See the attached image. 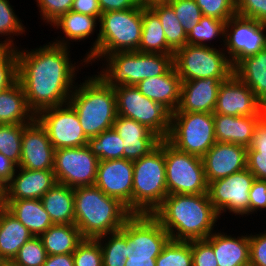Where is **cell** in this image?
Segmentation results:
<instances>
[{
	"mask_svg": "<svg viewBox=\"0 0 266 266\" xmlns=\"http://www.w3.org/2000/svg\"><path fill=\"white\" fill-rule=\"evenodd\" d=\"M38 47L30 50L16 48L18 81L35 116L46 108L68 103L79 70L88 67L85 57L79 61L81 64L71 61V47L51 41Z\"/></svg>",
	"mask_w": 266,
	"mask_h": 266,
	"instance_id": "1",
	"label": "cell"
},
{
	"mask_svg": "<svg viewBox=\"0 0 266 266\" xmlns=\"http://www.w3.org/2000/svg\"><path fill=\"white\" fill-rule=\"evenodd\" d=\"M151 215L175 241L206 239L221 220L208 193L167 195Z\"/></svg>",
	"mask_w": 266,
	"mask_h": 266,
	"instance_id": "2",
	"label": "cell"
},
{
	"mask_svg": "<svg viewBox=\"0 0 266 266\" xmlns=\"http://www.w3.org/2000/svg\"><path fill=\"white\" fill-rule=\"evenodd\" d=\"M74 189V224L83 238L96 239L119 231L133 215L119 199L107 196L98 187Z\"/></svg>",
	"mask_w": 266,
	"mask_h": 266,
	"instance_id": "3",
	"label": "cell"
},
{
	"mask_svg": "<svg viewBox=\"0 0 266 266\" xmlns=\"http://www.w3.org/2000/svg\"><path fill=\"white\" fill-rule=\"evenodd\" d=\"M68 103L75 109L88 138L113 128L117 117L116 93L97 74L85 75L80 84L77 81Z\"/></svg>",
	"mask_w": 266,
	"mask_h": 266,
	"instance_id": "4",
	"label": "cell"
},
{
	"mask_svg": "<svg viewBox=\"0 0 266 266\" xmlns=\"http://www.w3.org/2000/svg\"><path fill=\"white\" fill-rule=\"evenodd\" d=\"M173 56L160 53L119 51L102 57L98 76L110 87L136 86L144 79L165 74L173 66Z\"/></svg>",
	"mask_w": 266,
	"mask_h": 266,
	"instance_id": "5",
	"label": "cell"
},
{
	"mask_svg": "<svg viewBox=\"0 0 266 266\" xmlns=\"http://www.w3.org/2000/svg\"><path fill=\"white\" fill-rule=\"evenodd\" d=\"M99 25L98 47L87 58L88 66L114 52L138 50L142 35L143 7L102 13Z\"/></svg>",
	"mask_w": 266,
	"mask_h": 266,
	"instance_id": "6",
	"label": "cell"
},
{
	"mask_svg": "<svg viewBox=\"0 0 266 266\" xmlns=\"http://www.w3.org/2000/svg\"><path fill=\"white\" fill-rule=\"evenodd\" d=\"M133 169L132 214L151 215L168 195L163 140L133 161Z\"/></svg>",
	"mask_w": 266,
	"mask_h": 266,
	"instance_id": "7",
	"label": "cell"
},
{
	"mask_svg": "<svg viewBox=\"0 0 266 266\" xmlns=\"http://www.w3.org/2000/svg\"><path fill=\"white\" fill-rule=\"evenodd\" d=\"M173 65L181 81L230 78L234 74V67L223 47L186 44L174 53Z\"/></svg>",
	"mask_w": 266,
	"mask_h": 266,
	"instance_id": "8",
	"label": "cell"
},
{
	"mask_svg": "<svg viewBox=\"0 0 266 266\" xmlns=\"http://www.w3.org/2000/svg\"><path fill=\"white\" fill-rule=\"evenodd\" d=\"M166 140L179 151L202 158L216 143L213 113L173 112Z\"/></svg>",
	"mask_w": 266,
	"mask_h": 266,
	"instance_id": "9",
	"label": "cell"
},
{
	"mask_svg": "<svg viewBox=\"0 0 266 266\" xmlns=\"http://www.w3.org/2000/svg\"><path fill=\"white\" fill-rule=\"evenodd\" d=\"M166 186L170 194H201L208 192L201 157L179 151L163 139Z\"/></svg>",
	"mask_w": 266,
	"mask_h": 266,
	"instance_id": "10",
	"label": "cell"
},
{
	"mask_svg": "<svg viewBox=\"0 0 266 266\" xmlns=\"http://www.w3.org/2000/svg\"><path fill=\"white\" fill-rule=\"evenodd\" d=\"M116 93L117 115L145 125L162 140L170 132L171 113L161 104L144 96L135 86H119Z\"/></svg>",
	"mask_w": 266,
	"mask_h": 266,
	"instance_id": "11",
	"label": "cell"
},
{
	"mask_svg": "<svg viewBox=\"0 0 266 266\" xmlns=\"http://www.w3.org/2000/svg\"><path fill=\"white\" fill-rule=\"evenodd\" d=\"M255 179V176L245 168L208 183L207 193L219 217H223L226 212L235 214L234 217L238 215L239 218L249 215V192Z\"/></svg>",
	"mask_w": 266,
	"mask_h": 266,
	"instance_id": "12",
	"label": "cell"
},
{
	"mask_svg": "<svg viewBox=\"0 0 266 266\" xmlns=\"http://www.w3.org/2000/svg\"><path fill=\"white\" fill-rule=\"evenodd\" d=\"M266 48V24L235 14L225 25L224 51L235 67Z\"/></svg>",
	"mask_w": 266,
	"mask_h": 266,
	"instance_id": "13",
	"label": "cell"
},
{
	"mask_svg": "<svg viewBox=\"0 0 266 266\" xmlns=\"http://www.w3.org/2000/svg\"><path fill=\"white\" fill-rule=\"evenodd\" d=\"M99 159L89 147L55 150L53 171L57 183L68 187L94 186Z\"/></svg>",
	"mask_w": 266,
	"mask_h": 266,
	"instance_id": "14",
	"label": "cell"
},
{
	"mask_svg": "<svg viewBox=\"0 0 266 266\" xmlns=\"http://www.w3.org/2000/svg\"><path fill=\"white\" fill-rule=\"evenodd\" d=\"M36 118L45 127L55 150L87 145L89 138L81 128L75 109L69 103L46 108Z\"/></svg>",
	"mask_w": 266,
	"mask_h": 266,
	"instance_id": "15",
	"label": "cell"
},
{
	"mask_svg": "<svg viewBox=\"0 0 266 266\" xmlns=\"http://www.w3.org/2000/svg\"><path fill=\"white\" fill-rule=\"evenodd\" d=\"M121 230L127 235L128 256H159L170 240L169 233L152 215L133 214Z\"/></svg>",
	"mask_w": 266,
	"mask_h": 266,
	"instance_id": "16",
	"label": "cell"
},
{
	"mask_svg": "<svg viewBox=\"0 0 266 266\" xmlns=\"http://www.w3.org/2000/svg\"><path fill=\"white\" fill-rule=\"evenodd\" d=\"M133 161L125 158L98 162L95 186L119 199L132 213Z\"/></svg>",
	"mask_w": 266,
	"mask_h": 266,
	"instance_id": "17",
	"label": "cell"
},
{
	"mask_svg": "<svg viewBox=\"0 0 266 266\" xmlns=\"http://www.w3.org/2000/svg\"><path fill=\"white\" fill-rule=\"evenodd\" d=\"M213 114L262 116L261 102L235 74L220 85Z\"/></svg>",
	"mask_w": 266,
	"mask_h": 266,
	"instance_id": "18",
	"label": "cell"
},
{
	"mask_svg": "<svg viewBox=\"0 0 266 266\" xmlns=\"http://www.w3.org/2000/svg\"><path fill=\"white\" fill-rule=\"evenodd\" d=\"M55 148L45 127L35 117L24 124L21 159L18 167L28 170H53Z\"/></svg>",
	"mask_w": 266,
	"mask_h": 266,
	"instance_id": "19",
	"label": "cell"
},
{
	"mask_svg": "<svg viewBox=\"0 0 266 266\" xmlns=\"http://www.w3.org/2000/svg\"><path fill=\"white\" fill-rule=\"evenodd\" d=\"M207 183L247 168V147L216 142L202 157Z\"/></svg>",
	"mask_w": 266,
	"mask_h": 266,
	"instance_id": "20",
	"label": "cell"
},
{
	"mask_svg": "<svg viewBox=\"0 0 266 266\" xmlns=\"http://www.w3.org/2000/svg\"><path fill=\"white\" fill-rule=\"evenodd\" d=\"M229 78L182 81L180 102L175 112L214 113L220 85Z\"/></svg>",
	"mask_w": 266,
	"mask_h": 266,
	"instance_id": "21",
	"label": "cell"
},
{
	"mask_svg": "<svg viewBox=\"0 0 266 266\" xmlns=\"http://www.w3.org/2000/svg\"><path fill=\"white\" fill-rule=\"evenodd\" d=\"M113 128L124 141V158L135 161L150 153L162 140L145 125L117 115Z\"/></svg>",
	"mask_w": 266,
	"mask_h": 266,
	"instance_id": "22",
	"label": "cell"
},
{
	"mask_svg": "<svg viewBox=\"0 0 266 266\" xmlns=\"http://www.w3.org/2000/svg\"><path fill=\"white\" fill-rule=\"evenodd\" d=\"M98 24V25H97ZM50 27L53 26L57 30L61 29L62 34L64 36L62 38L57 37L55 40L51 41L58 45H63L67 47H71L73 44L71 42H80L85 41L87 38H92L94 32L96 33V39L91 43L90 49L85 54V58L87 59L98 47L99 42V33L96 30L99 25V18L89 15H84L81 13L74 12L70 10L66 14L61 15L56 21H54ZM90 36V37H89ZM59 39V40H58ZM71 41V42H70Z\"/></svg>",
	"mask_w": 266,
	"mask_h": 266,
	"instance_id": "23",
	"label": "cell"
},
{
	"mask_svg": "<svg viewBox=\"0 0 266 266\" xmlns=\"http://www.w3.org/2000/svg\"><path fill=\"white\" fill-rule=\"evenodd\" d=\"M55 184L57 181L53 170H28L17 167L7 184L8 200L41 199Z\"/></svg>",
	"mask_w": 266,
	"mask_h": 266,
	"instance_id": "24",
	"label": "cell"
},
{
	"mask_svg": "<svg viewBox=\"0 0 266 266\" xmlns=\"http://www.w3.org/2000/svg\"><path fill=\"white\" fill-rule=\"evenodd\" d=\"M181 84L182 81L173 65L165 74L144 79L135 87L172 114L179 106Z\"/></svg>",
	"mask_w": 266,
	"mask_h": 266,
	"instance_id": "25",
	"label": "cell"
},
{
	"mask_svg": "<svg viewBox=\"0 0 266 266\" xmlns=\"http://www.w3.org/2000/svg\"><path fill=\"white\" fill-rule=\"evenodd\" d=\"M206 239L213 246L218 266H249L250 243L247 233L236 238L227 235V232L215 230Z\"/></svg>",
	"mask_w": 266,
	"mask_h": 266,
	"instance_id": "26",
	"label": "cell"
},
{
	"mask_svg": "<svg viewBox=\"0 0 266 266\" xmlns=\"http://www.w3.org/2000/svg\"><path fill=\"white\" fill-rule=\"evenodd\" d=\"M216 142L233 143L248 146L254 129L262 116H228L213 114Z\"/></svg>",
	"mask_w": 266,
	"mask_h": 266,
	"instance_id": "27",
	"label": "cell"
},
{
	"mask_svg": "<svg viewBox=\"0 0 266 266\" xmlns=\"http://www.w3.org/2000/svg\"><path fill=\"white\" fill-rule=\"evenodd\" d=\"M7 210L35 237L53 225L40 199L8 200Z\"/></svg>",
	"mask_w": 266,
	"mask_h": 266,
	"instance_id": "28",
	"label": "cell"
},
{
	"mask_svg": "<svg viewBox=\"0 0 266 266\" xmlns=\"http://www.w3.org/2000/svg\"><path fill=\"white\" fill-rule=\"evenodd\" d=\"M35 117L19 81L0 92V124H28Z\"/></svg>",
	"mask_w": 266,
	"mask_h": 266,
	"instance_id": "29",
	"label": "cell"
},
{
	"mask_svg": "<svg viewBox=\"0 0 266 266\" xmlns=\"http://www.w3.org/2000/svg\"><path fill=\"white\" fill-rule=\"evenodd\" d=\"M53 224H74V189L55 184L40 199Z\"/></svg>",
	"mask_w": 266,
	"mask_h": 266,
	"instance_id": "30",
	"label": "cell"
},
{
	"mask_svg": "<svg viewBox=\"0 0 266 266\" xmlns=\"http://www.w3.org/2000/svg\"><path fill=\"white\" fill-rule=\"evenodd\" d=\"M33 235L8 210L0 213V254L10 263Z\"/></svg>",
	"mask_w": 266,
	"mask_h": 266,
	"instance_id": "31",
	"label": "cell"
},
{
	"mask_svg": "<svg viewBox=\"0 0 266 266\" xmlns=\"http://www.w3.org/2000/svg\"><path fill=\"white\" fill-rule=\"evenodd\" d=\"M234 74L262 102L266 98V48L255 55L242 59L234 67Z\"/></svg>",
	"mask_w": 266,
	"mask_h": 266,
	"instance_id": "32",
	"label": "cell"
},
{
	"mask_svg": "<svg viewBox=\"0 0 266 266\" xmlns=\"http://www.w3.org/2000/svg\"><path fill=\"white\" fill-rule=\"evenodd\" d=\"M40 238L48 255L72 254L84 239L75 224H53Z\"/></svg>",
	"mask_w": 266,
	"mask_h": 266,
	"instance_id": "33",
	"label": "cell"
},
{
	"mask_svg": "<svg viewBox=\"0 0 266 266\" xmlns=\"http://www.w3.org/2000/svg\"><path fill=\"white\" fill-rule=\"evenodd\" d=\"M138 52L174 55L166 42L163 26L159 17L150 9L143 7V25Z\"/></svg>",
	"mask_w": 266,
	"mask_h": 266,
	"instance_id": "34",
	"label": "cell"
},
{
	"mask_svg": "<svg viewBox=\"0 0 266 266\" xmlns=\"http://www.w3.org/2000/svg\"><path fill=\"white\" fill-rule=\"evenodd\" d=\"M149 8L159 17L168 46L174 52L183 48L187 44V34L173 8L168 3L156 4Z\"/></svg>",
	"mask_w": 266,
	"mask_h": 266,
	"instance_id": "35",
	"label": "cell"
},
{
	"mask_svg": "<svg viewBox=\"0 0 266 266\" xmlns=\"http://www.w3.org/2000/svg\"><path fill=\"white\" fill-rule=\"evenodd\" d=\"M247 169L256 179L266 180V125L260 121L247 148Z\"/></svg>",
	"mask_w": 266,
	"mask_h": 266,
	"instance_id": "36",
	"label": "cell"
},
{
	"mask_svg": "<svg viewBox=\"0 0 266 266\" xmlns=\"http://www.w3.org/2000/svg\"><path fill=\"white\" fill-rule=\"evenodd\" d=\"M225 25L226 21L203 16L199 23L187 34V44L213 47L214 45H211V42L213 39L216 40L219 38L220 43H223L220 46L224 48Z\"/></svg>",
	"mask_w": 266,
	"mask_h": 266,
	"instance_id": "37",
	"label": "cell"
},
{
	"mask_svg": "<svg viewBox=\"0 0 266 266\" xmlns=\"http://www.w3.org/2000/svg\"><path fill=\"white\" fill-rule=\"evenodd\" d=\"M123 142L117 131L111 128L89 138L87 146L99 161L114 160L124 158Z\"/></svg>",
	"mask_w": 266,
	"mask_h": 266,
	"instance_id": "38",
	"label": "cell"
},
{
	"mask_svg": "<svg viewBox=\"0 0 266 266\" xmlns=\"http://www.w3.org/2000/svg\"><path fill=\"white\" fill-rule=\"evenodd\" d=\"M96 239L102 250L103 266H125L128 256L127 235L121 229Z\"/></svg>",
	"mask_w": 266,
	"mask_h": 266,
	"instance_id": "39",
	"label": "cell"
},
{
	"mask_svg": "<svg viewBox=\"0 0 266 266\" xmlns=\"http://www.w3.org/2000/svg\"><path fill=\"white\" fill-rule=\"evenodd\" d=\"M15 12L9 0H0V37L4 39L5 36L4 41L0 39V45L17 48L14 36L18 37L26 32V27Z\"/></svg>",
	"mask_w": 266,
	"mask_h": 266,
	"instance_id": "40",
	"label": "cell"
},
{
	"mask_svg": "<svg viewBox=\"0 0 266 266\" xmlns=\"http://www.w3.org/2000/svg\"><path fill=\"white\" fill-rule=\"evenodd\" d=\"M156 266H193L191 241L170 239L156 258Z\"/></svg>",
	"mask_w": 266,
	"mask_h": 266,
	"instance_id": "41",
	"label": "cell"
},
{
	"mask_svg": "<svg viewBox=\"0 0 266 266\" xmlns=\"http://www.w3.org/2000/svg\"><path fill=\"white\" fill-rule=\"evenodd\" d=\"M24 124H0V153L17 166L21 159Z\"/></svg>",
	"mask_w": 266,
	"mask_h": 266,
	"instance_id": "42",
	"label": "cell"
},
{
	"mask_svg": "<svg viewBox=\"0 0 266 266\" xmlns=\"http://www.w3.org/2000/svg\"><path fill=\"white\" fill-rule=\"evenodd\" d=\"M47 256L41 238L33 236L19 249L10 263L13 266H43Z\"/></svg>",
	"mask_w": 266,
	"mask_h": 266,
	"instance_id": "43",
	"label": "cell"
},
{
	"mask_svg": "<svg viewBox=\"0 0 266 266\" xmlns=\"http://www.w3.org/2000/svg\"><path fill=\"white\" fill-rule=\"evenodd\" d=\"M18 81V60L16 48L0 45V92Z\"/></svg>",
	"mask_w": 266,
	"mask_h": 266,
	"instance_id": "44",
	"label": "cell"
},
{
	"mask_svg": "<svg viewBox=\"0 0 266 266\" xmlns=\"http://www.w3.org/2000/svg\"><path fill=\"white\" fill-rule=\"evenodd\" d=\"M72 256L74 266H103L102 250L97 239L84 238Z\"/></svg>",
	"mask_w": 266,
	"mask_h": 266,
	"instance_id": "45",
	"label": "cell"
},
{
	"mask_svg": "<svg viewBox=\"0 0 266 266\" xmlns=\"http://www.w3.org/2000/svg\"><path fill=\"white\" fill-rule=\"evenodd\" d=\"M168 4L173 8L175 14L188 34L192 28L199 23L203 14L195 0H170Z\"/></svg>",
	"mask_w": 266,
	"mask_h": 266,
	"instance_id": "46",
	"label": "cell"
},
{
	"mask_svg": "<svg viewBox=\"0 0 266 266\" xmlns=\"http://www.w3.org/2000/svg\"><path fill=\"white\" fill-rule=\"evenodd\" d=\"M203 16L228 21L236 14V0H195Z\"/></svg>",
	"mask_w": 266,
	"mask_h": 266,
	"instance_id": "47",
	"label": "cell"
},
{
	"mask_svg": "<svg viewBox=\"0 0 266 266\" xmlns=\"http://www.w3.org/2000/svg\"><path fill=\"white\" fill-rule=\"evenodd\" d=\"M39 8L40 19L46 25L52 24L61 15L71 10L73 0H35Z\"/></svg>",
	"mask_w": 266,
	"mask_h": 266,
	"instance_id": "48",
	"label": "cell"
},
{
	"mask_svg": "<svg viewBox=\"0 0 266 266\" xmlns=\"http://www.w3.org/2000/svg\"><path fill=\"white\" fill-rule=\"evenodd\" d=\"M193 266H218L212 244L207 239L191 240Z\"/></svg>",
	"mask_w": 266,
	"mask_h": 266,
	"instance_id": "49",
	"label": "cell"
},
{
	"mask_svg": "<svg viewBox=\"0 0 266 266\" xmlns=\"http://www.w3.org/2000/svg\"><path fill=\"white\" fill-rule=\"evenodd\" d=\"M236 14L266 24V0H236Z\"/></svg>",
	"mask_w": 266,
	"mask_h": 266,
	"instance_id": "50",
	"label": "cell"
},
{
	"mask_svg": "<svg viewBox=\"0 0 266 266\" xmlns=\"http://www.w3.org/2000/svg\"><path fill=\"white\" fill-rule=\"evenodd\" d=\"M253 234H249V266H266V230H264L263 232H258L257 234Z\"/></svg>",
	"mask_w": 266,
	"mask_h": 266,
	"instance_id": "51",
	"label": "cell"
},
{
	"mask_svg": "<svg viewBox=\"0 0 266 266\" xmlns=\"http://www.w3.org/2000/svg\"><path fill=\"white\" fill-rule=\"evenodd\" d=\"M249 196L250 216L258 211L266 210V180L255 179L251 186Z\"/></svg>",
	"mask_w": 266,
	"mask_h": 266,
	"instance_id": "52",
	"label": "cell"
},
{
	"mask_svg": "<svg viewBox=\"0 0 266 266\" xmlns=\"http://www.w3.org/2000/svg\"><path fill=\"white\" fill-rule=\"evenodd\" d=\"M71 10L100 19L102 10L98 0H73Z\"/></svg>",
	"mask_w": 266,
	"mask_h": 266,
	"instance_id": "53",
	"label": "cell"
},
{
	"mask_svg": "<svg viewBox=\"0 0 266 266\" xmlns=\"http://www.w3.org/2000/svg\"><path fill=\"white\" fill-rule=\"evenodd\" d=\"M102 13L133 9L140 6L138 0H98Z\"/></svg>",
	"mask_w": 266,
	"mask_h": 266,
	"instance_id": "54",
	"label": "cell"
},
{
	"mask_svg": "<svg viewBox=\"0 0 266 266\" xmlns=\"http://www.w3.org/2000/svg\"><path fill=\"white\" fill-rule=\"evenodd\" d=\"M17 165L0 153V180L8 184L14 176Z\"/></svg>",
	"mask_w": 266,
	"mask_h": 266,
	"instance_id": "55",
	"label": "cell"
},
{
	"mask_svg": "<svg viewBox=\"0 0 266 266\" xmlns=\"http://www.w3.org/2000/svg\"><path fill=\"white\" fill-rule=\"evenodd\" d=\"M43 266H74L72 254L48 255Z\"/></svg>",
	"mask_w": 266,
	"mask_h": 266,
	"instance_id": "56",
	"label": "cell"
},
{
	"mask_svg": "<svg viewBox=\"0 0 266 266\" xmlns=\"http://www.w3.org/2000/svg\"><path fill=\"white\" fill-rule=\"evenodd\" d=\"M158 256H142L131 255L127 256L125 266H156V258Z\"/></svg>",
	"mask_w": 266,
	"mask_h": 266,
	"instance_id": "57",
	"label": "cell"
},
{
	"mask_svg": "<svg viewBox=\"0 0 266 266\" xmlns=\"http://www.w3.org/2000/svg\"><path fill=\"white\" fill-rule=\"evenodd\" d=\"M8 207V190L7 184L0 180V213L7 210Z\"/></svg>",
	"mask_w": 266,
	"mask_h": 266,
	"instance_id": "58",
	"label": "cell"
},
{
	"mask_svg": "<svg viewBox=\"0 0 266 266\" xmlns=\"http://www.w3.org/2000/svg\"><path fill=\"white\" fill-rule=\"evenodd\" d=\"M170 0H138L140 6L149 8L156 4L168 3Z\"/></svg>",
	"mask_w": 266,
	"mask_h": 266,
	"instance_id": "59",
	"label": "cell"
},
{
	"mask_svg": "<svg viewBox=\"0 0 266 266\" xmlns=\"http://www.w3.org/2000/svg\"><path fill=\"white\" fill-rule=\"evenodd\" d=\"M261 121L266 125V110H262Z\"/></svg>",
	"mask_w": 266,
	"mask_h": 266,
	"instance_id": "60",
	"label": "cell"
},
{
	"mask_svg": "<svg viewBox=\"0 0 266 266\" xmlns=\"http://www.w3.org/2000/svg\"><path fill=\"white\" fill-rule=\"evenodd\" d=\"M262 110H266V98L261 102Z\"/></svg>",
	"mask_w": 266,
	"mask_h": 266,
	"instance_id": "61",
	"label": "cell"
},
{
	"mask_svg": "<svg viewBox=\"0 0 266 266\" xmlns=\"http://www.w3.org/2000/svg\"><path fill=\"white\" fill-rule=\"evenodd\" d=\"M7 262L3 259V257L0 254V266H3L4 264H6Z\"/></svg>",
	"mask_w": 266,
	"mask_h": 266,
	"instance_id": "62",
	"label": "cell"
},
{
	"mask_svg": "<svg viewBox=\"0 0 266 266\" xmlns=\"http://www.w3.org/2000/svg\"><path fill=\"white\" fill-rule=\"evenodd\" d=\"M3 266H13L11 263H6Z\"/></svg>",
	"mask_w": 266,
	"mask_h": 266,
	"instance_id": "63",
	"label": "cell"
}]
</instances>
